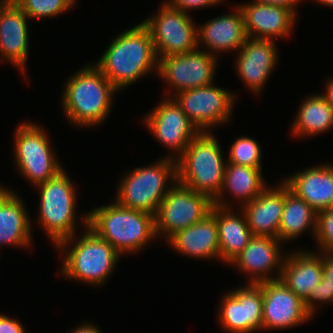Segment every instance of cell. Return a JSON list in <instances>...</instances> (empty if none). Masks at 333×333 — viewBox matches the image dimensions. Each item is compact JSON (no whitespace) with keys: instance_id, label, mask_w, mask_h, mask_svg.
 Here are the masks:
<instances>
[{"instance_id":"2","label":"cell","mask_w":333,"mask_h":333,"mask_svg":"<svg viewBox=\"0 0 333 333\" xmlns=\"http://www.w3.org/2000/svg\"><path fill=\"white\" fill-rule=\"evenodd\" d=\"M83 220L119 254L141 249L149 239L156 236L154 215L128 209L117 202L94 209Z\"/></svg>"},{"instance_id":"15","label":"cell","mask_w":333,"mask_h":333,"mask_svg":"<svg viewBox=\"0 0 333 333\" xmlns=\"http://www.w3.org/2000/svg\"><path fill=\"white\" fill-rule=\"evenodd\" d=\"M147 126L162 144L182 155L200 130L190 121L176 101H163L146 117Z\"/></svg>"},{"instance_id":"19","label":"cell","mask_w":333,"mask_h":333,"mask_svg":"<svg viewBox=\"0 0 333 333\" xmlns=\"http://www.w3.org/2000/svg\"><path fill=\"white\" fill-rule=\"evenodd\" d=\"M285 184L315 211L333 209V167H312L289 177Z\"/></svg>"},{"instance_id":"11","label":"cell","mask_w":333,"mask_h":333,"mask_svg":"<svg viewBox=\"0 0 333 333\" xmlns=\"http://www.w3.org/2000/svg\"><path fill=\"white\" fill-rule=\"evenodd\" d=\"M158 73L172 84L178 92L212 83L216 58L198 49L181 55L158 57Z\"/></svg>"},{"instance_id":"8","label":"cell","mask_w":333,"mask_h":333,"mask_svg":"<svg viewBox=\"0 0 333 333\" xmlns=\"http://www.w3.org/2000/svg\"><path fill=\"white\" fill-rule=\"evenodd\" d=\"M87 229L65 258L62 271L66 276L91 285L103 283L117 263L119 253L93 230Z\"/></svg>"},{"instance_id":"20","label":"cell","mask_w":333,"mask_h":333,"mask_svg":"<svg viewBox=\"0 0 333 333\" xmlns=\"http://www.w3.org/2000/svg\"><path fill=\"white\" fill-rule=\"evenodd\" d=\"M27 14L11 0L0 14V53L23 70L28 52Z\"/></svg>"},{"instance_id":"31","label":"cell","mask_w":333,"mask_h":333,"mask_svg":"<svg viewBox=\"0 0 333 333\" xmlns=\"http://www.w3.org/2000/svg\"><path fill=\"white\" fill-rule=\"evenodd\" d=\"M28 16L41 18L66 11L75 0H13Z\"/></svg>"},{"instance_id":"40","label":"cell","mask_w":333,"mask_h":333,"mask_svg":"<svg viewBox=\"0 0 333 333\" xmlns=\"http://www.w3.org/2000/svg\"><path fill=\"white\" fill-rule=\"evenodd\" d=\"M11 0H2L0 1V14L1 12L4 10V8L7 6V4L10 2Z\"/></svg>"},{"instance_id":"9","label":"cell","mask_w":333,"mask_h":333,"mask_svg":"<svg viewBox=\"0 0 333 333\" xmlns=\"http://www.w3.org/2000/svg\"><path fill=\"white\" fill-rule=\"evenodd\" d=\"M163 5L157 17L142 22L150 32L157 56L158 53H162V56L166 57L196 50L197 28L190 16L170 7L167 3Z\"/></svg>"},{"instance_id":"4","label":"cell","mask_w":333,"mask_h":333,"mask_svg":"<svg viewBox=\"0 0 333 333\" xmlns=\"http://www.w3.org/2000/svg\"><path fill=\"white\" fill-rule=\"evenodd\" d=\"M65 88V113L74 124L85 126L106 118L112 93L118 90L96 66L83 68L68 80Z\"/></svg>"},{"instance_id":"30","label":"cell","mask_w":333,"mask_h":333,"mask_svg":"<svg viewBox=\"0 0 333 333\" xmlns=\"http://www.w3.org/2000/svg\"><path fill=\"white\" fill-rule=\"evenodd\" d=\"M232 164L261 168V151L256 141L249 137L238 138L229 153Z\"/></svg>"},{"instance_id":"17","label":"cell","mask_w":333,"mask_h":333,"mask_svg":"<svg viewBox=\"0 0 333 333\" xmlns=\"http://www.w3.org/2000/svg\"><path fill=\"white\" fill-rule=\"evenodd\" d=\"M239 8L243 14L246 34L250 38L271 40L274 36H286L291 32L296 17L295 12L278 5L254 2ZM255 32L258 35L252 36Z\"/></svg>"},{"instance_id":"21","label":"cell","mask_w":333,"mask_h":333,"mask_svg":"<svg viewBox=\"0 0 333 333\" xmlns=\"http://www.w3.org/2000/svg\"><path fill=\"white\" fill-rule=\"evenodd\" d=\"M167 240L179 252L192 257H220L215 205L204 219L178 231Z\"/></svg>"},{"instance_id":"38","label":"cell","mask_w":333,"mask_h":333,"mask_svg":"<svg viewBox=\"0 0 333 333\" xmlns=\"http://www.w3.org/2000/svg\"><path fill=\"white\" fill-rule=\"evenodd\" d=\"M72 333H100V332H99V329H97V327L86 324V325H83V326L77 328Z\"/></svg>"},{"instance_id":"14","label":"cell","mask_w":333,"mask_h":333,"mask_svg":"<svg viewBox=\"0 0 333 333\" xmlns=\"http://www.w3.org/2000/svg\"><path fill=\"white\" fill-rule=\"evenodd\" d=\"M262 307L261 283H250L226 295L219 311L221 324L232 333L259 330L262 328Z\"/></svg>"},{"instance_id":"12","label":"cell","mask_w":333,"mask_h":333,"mask_svg":"<svg viewBox=\"0 0 333 333\" xmlns=\"http://www.w3.org/2000/svg\"><path fill=\"white\" fill-rule=\"evenodd\" d=\"M176 102L200 132L211 125L226 122L233 103V95L212 85L178 92Z\"/></svg>"},{"instance_id":"41","label":"cell","mask_w":333,"mask_h":333,"mask_svg":"<svg viewBox=\"0 0 333 333\" xmlns=\"http://www.w3.org/2000/svg\"><path fill=\"white\" fill-rule=\"evenodd\" d=\"M317 1L328 6H333V0H317Z\"/></svg>"},{"instance_id":"29","label":"cell","mask_w":333,"mask_h":333,"mask_svg":"<svg viewBox=\"0 0 333 333\" xmlns=\"http://www.w3.org/2000/svg\"><path fill=\"white\" fill-rule=\"evenodd\" d=\"M295 121L293 133L296 135L310 136L324 132L333 125V107L322 95L309 97L302 104Z\"/></svg>"},{"instance_id":"32","label":"cell","mask_w":333,"mask_h":333,"mask_svg":"<svg viewBox=\"0 0 333 333\" xmlns=\"http://www.w3.org/2000/svg\"><path fill=\"white\" fill-rule=\"evenodd\" d=\"M317 241L324 254H333V209L322 210L317 213L316 232Z\"/></svg>"},{"instance_id":"34","label":"cell","mask_w":333,"mask_h":333,"mask_svg":"<svg viewBox=\"0 0 333 333\" xmlns=\"http://www.w3.org/2000/svg\"><path fill=\"white\" fill-rule=\"evenodd\" d=\"M221 0H172L171 2H168L167 4L174 8L178 9L180 11H183L184 13H187L185 9H190V8H200V7H205V6H211V5H216L218 2Z\"/></svg>"},{"instance_id":"13","label":"cell","mask_w":333,"mask_h":333,"mask_svg":"<svg viewBox=\"0 0 333 333\" xmlns=\"http://www.w3.org/2000/svg\"><path fill=\"white\" fill-rule=\"evenodd\" d=\"M263 294L262 329L288 328L311 318L304 301L280 279L261 282Z\"/></svg>"},{"instance_id":"6","label":"cell","mask_w":333,"mask_h":333,"mask_svg":"<svg viewBox=\"0 0 333 333\" xmlns=\"http://www.w3.org/2000/svg\"><path fill=\"white\" fill-rule=\"evenodd\" d=\"M38 186L41 189V224L50 238L62 249L66 247L67 242L72 241L75 232V189L64 170Z\"/></svg>"},{"instance_id":"37","label":"cell","mask_w":333,"mask_h":333,"mask_svg":"<svg viewBox=\"0 0 333 333\" xmlns=\"http://www.w3.org/2000/svg\"><path fill=\"white\" fill-rule=\"evenodd\" d=\"M299 0H256L258 3L283 6L294 12V6Z\"/></svg>"},{"instance_id":"10","label":"cell","mask_w":333,"mask_h":333,"mask_svg":"<svg viewBox=\"0 0 333 333\" xmlns=\"http://www.w3.org/2000/svg\"><path fill=\"white\" fill-rule=\"evenodd\" d=\"M15 140L17 166L34 184L44 183L63 170L52 155L48 140L40 127L30 123L21 124Z\"/></svg>"},{"instance_id":"25","label":"cell","mask_w":333,"mask_h":333,"mask_svg":"<svg viewBox=\"0 0 333 333\" xmlns=\"http://www.w3.org/2000/svg\"><path fill=\"white\" fill-rule=\"evenodd\" d=\"M22 204L18 195L0 188V245H30V222Z\"/></svg>"},{"instance_id":"33","label":"cell","mask_w":333,"mask_h":333,"mask_svg":"<svg viewBox=\"0 0 333 333\" xmlns=\"http://www.w3.org/2000/svg\"><path fill=\"white\" fill-rule=\"evenodd\" d=\"M333 301V289L328 283V279L323 275L321 281L313 288L309 297L304 301L306 311L312 316L314 311L313 301Z\"/></svg>"},{"instance_id":"18","label":"cell","mask_w":333,"mask_h":333,"mask_svg":"<svg viewBox=\"0 0 333 333\" xmlns=\"http://www.w3.org/2000/svg\"><path fill=\"white\" fill-rule=\"evenodd\" d=\"M240 49L242 50L237 61L239 76L254 90V93H259L274 68L277 59L276 47L272 39L247 37Z\"/></svg>"},{"instance_id":"39","label":"cell","mask_w":333,"mask_h":333,"mask_svg":"<svg viewBox=\"0 0 333 333\" xmlns=\"http://www.w3.org/2000/svg\"><path fill=\"white\" fill-rule=\"evenodd\" d=\"M327 92L322 95L327 102L333 107V80H330L329 84H327Z\"/></svg>"},{"instance_id":"5","label":"cell","mask_w":333,"mask_h":333,"mask_svg":"<svg viewBox=\"0 0 333 333\" xmlns=\"http://www.w3.org/2000/svg\"><path fill=\"white\" fill-rule=\"evenodd\" d=\"M173 159L161 160L154 166L138 168L129 173L121 182L116 202L128 209L155 216L161 201L169 192L164 189L167 180H177V162Z\"/></svg>"},{"instance_id":"35","label":"cell","mask_w":333,"mask_h":333,"mask_svg":"<svg viewBox=\"0 0 333 333\" xmlns=\"http://www.w3.org/2000/svg\"><path fill=\"white\" fill-rule=\"evenodd\" d=\"M0 333H25L23 326L15 319L0 315Z\"/></svg>"},{"instance_id":"28","label":"cell","mask_w":333,"mask_h":333,"mask_svg":"<svg viewBox=\"0 0 333 333\" xmlns=\"http://www.w3.org/2000/svg\"><path fill=\"white\" fill-rule=\"evenodd\" d=\"M316 221L317 212L305 200L291 192L285 184V205L279 225L278 239L282 241L293 239L311 225L314 227L313 231L316 232Z\"/></svg>"},{"instance_id":"7","label":"cell","mask_w":333,"mask_h":333,"mask_svg":"<svg viewBox=\"0 0 333 333\" xmlns=\"http://www.w3.org/2000/svg\"><path fill=\"white\" fill-rule=\"evenodd\" d=\"M177 183L169 189L155 215L156 234L164 232L168 239L204 219L214 206L209 196Z\"/></svg>"},{"instance_id":"36","label":"cell","mask_w":333,"mask_h":333,"mask_svg":"<svg viewBox=\"0 0 333 333\" xmlns=\"http://www.w3.org/2000/svg\"><path fill=\"white\" fill-rule=\"evenodd\" d=\"M323 275L333 289V254H326L325 257L323 255Z\"/></svg>"},{"instance_id":"3","label":"cell","mask_w":333,"mask_h":333,"mask_svg":"<svg viewBox=\"0 0 333 333\" xmlns=\"http://www.w3.org/2000/svg\"><path fill=\"white\" fill-rule=\"evenodd\" d=\"M177 159L176 182L212 200L220 194L225 164L220 145L214 136L200 132Z\"/></svg>"},{"instance_id":"26","label":"cell","mask_w":333,"mask_h":333,"mask_svg":"<svg viewBox=\"0 0 333 333\" xmlns=\"http://www.w3.org/2000/svg\"><path fill=\"white\" fill-rule=\"evenodd\" d=\"M228 209L230 208L215 205L220 258L231 263L247 246L253 234L249 229L245 214H243V218L238 217L227 212L230 211Z\"/></svg>"},{"instance_id":"22","label":"cell","mask_w":333,"mask_h":333,"mask_svg":"<svg viewBox=\"0 0 333 333\" xmlns=\"http://www.w3.org/2000/svg\"><path fill=\"white\" fill-rule=\"evenodd\" d=\"M307 252L291 254L284 260L280 280L305 301L323 277V257Z\"/></svg>"},{"instance_id":"23","label":"cell","mask_w":333,"mask_h":333,"mask_svg":"<svg viewBox=\"0 0 333 333\" xmlns=\"http://www.w3.org/2000/svg\"><path fill=\"white\" fill-rule=\"evenodd\" d=\"M278 242H280L278 238L253 235L247 246L231 263H236L246 273L247 271L249 274H253V272L254 274L257 273L255 278L252 275L251 283L258 284L264 281L279 280V277L273 279V277L269 278L266 276L270 269L277 267V265L279 267L283 266L281 263L284 260L280 256Z\"/></svg>"},{"instance_id":"16","label":"cell","mask_w":333,"mask_h":333,"mask_svg":"<svg viewBox=\"0 0 333 333\" xmlns=\"http://www.w3.org/2000/svg\"><path fill=\"white\" fill-rule=\"evenodd\" d=\"M285 205V183L277 189H265L244 206L250 231L255 236L278 238L279 225Z\"/></svg>"},{"instance_id":"1","label":"cell","mask_w":333,"mask_h":333,"mask_svg":"<svg viewBox=\"0 0 333 333\" xmlns=\"http://www.w3.org/2000/svg\"><path fill=\"white\" fill-rule=\"evenodd\" d=\"M157 59L150 32L141 23L113 40L96 67L121 89L147 74L155 65L158 69Z\"/></svg>"},{"instance_id":"24","label":"cell","mask_w":333,"mask_h":333,"mask_svg":"<svg viewBox=\"0 0 333 333\" xmlns=\"http://www.w3.org/2000/svg\"><path fill=\"white\" fill-rule=\"evenodd\" d=\"M198 41L202 40L212 51L239 49L247 40L241 9L237 13L223 15L197 27ZM202 38V39H200ZM200 39V40H199Z\"/></svg>"},{"instance_id":"27","label":"cell","mask_w":333,"mask_h":333,"mask_svg":"<svg viewBox=\"0 0 333 333\" xmlns=\"http://www.w3.org/2000/svg\"><path fill=\"white\" fill-rule=\"evenodd\" d=\"M261 168L230 163L225 166L224 180L220 194L213 200L214 205L227 208L220 199L223 189L227 188L236 196L244 198L245 204L260 195L266 188L260 175ZM220 200V201H219Z\"/></svg>"}]
</instances>
